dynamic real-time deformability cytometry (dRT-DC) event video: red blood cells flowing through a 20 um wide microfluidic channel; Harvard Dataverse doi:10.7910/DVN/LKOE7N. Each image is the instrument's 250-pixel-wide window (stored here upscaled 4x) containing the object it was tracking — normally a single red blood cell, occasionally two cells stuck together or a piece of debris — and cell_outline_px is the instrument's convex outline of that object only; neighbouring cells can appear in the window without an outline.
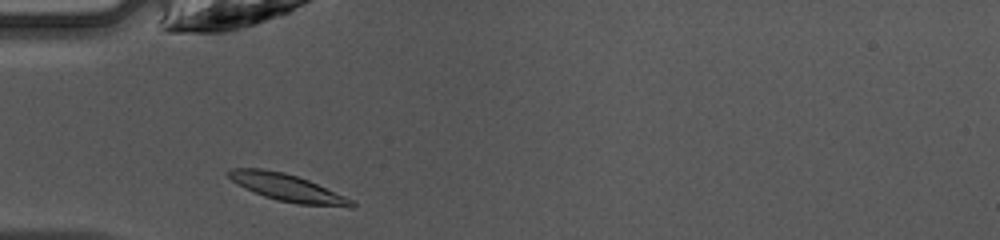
{"species": "common noctule bat (a hibernating species)", "species_latin": "Nyctalus noctula", "temperature_condition": "warm", "stored_images_in_passage": 33, "camera_frame_rate_fps": 3000, "um_per_image_px": 0.085, "animal": {"sex": "female", "body_mass_g": 10.0, "forearm_length_mm": 53.1}, "frame": {"image": 1, "passage_image": 1, "time_ms": 0.0, "image_size_px": [1000, 240], "cell_outline_px": [[356, 204], [352, 208], [300, 204], [276, 200], [264, 196], [244, 188], [232, 180], [224, 172], [228, 168], [260, 168], [284, 172], [308, 180], [344, 196], [352, 200]], "centroid_in_image_um": [24.39, 15.95], "position_along_channel_um": 60.6, "area_um2": 19.48}}
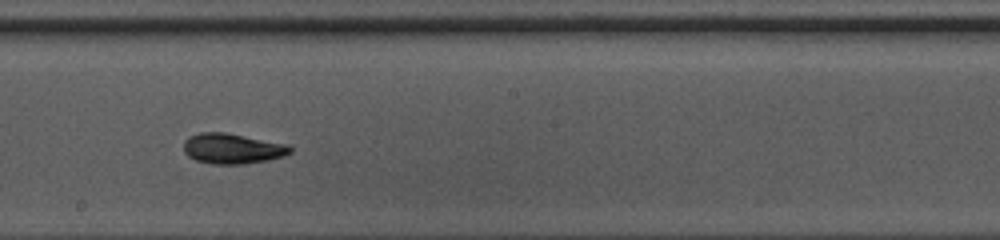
{"frame": {"image": 2, "passage_image": 13, "time_ms": 4.0, "image_size_px": [1000, 240], "cell_outline_px": [[292, 152], [284, 156], [268, 160], [244, 164], [212, 164], [196, 160], [188, 156], [184, 152], [184, 140], [188, 136], [200, 132], [224, 132], [288, 144], [292, 148]], "centroid_in_image_um": [19.75, 12.63], "position_along_channel_um": 228.5, "area_um2": 18.96}}
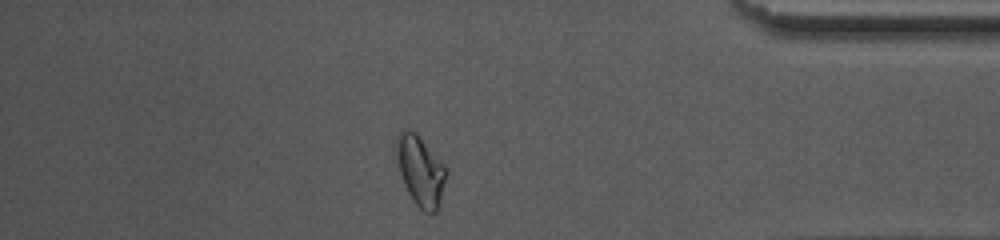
{"frame": {"image": 3, "passage_image": 27, "time_ms": 8.667, "image_size_px": [1000, 240], "cell_outline_px": [[448, 172], [440, 204], [436, 212], [424, 212], [412, 200], [404, 184], [400, 172], [396, 152], [396, 140], [400, 132], [404, 128], [408, 128], [416, 132], [448, 168]], "centroid_in_image_um": [35.77, 14.5], "position_along_channel_um": 399.4, "area_um2": 20.46}, "authors_computed_cell_mechanics": {"area_um2": 18.9006, "velocity_mm_per_s": 4.2633, "shape_relaxation_time_tau1_ms": 2.9683, "shape_relaxation_time_tau2_ms": 2.0964, "deformation_change_tau1": 0.138, "deformation_change_tau2": 0.0792}}